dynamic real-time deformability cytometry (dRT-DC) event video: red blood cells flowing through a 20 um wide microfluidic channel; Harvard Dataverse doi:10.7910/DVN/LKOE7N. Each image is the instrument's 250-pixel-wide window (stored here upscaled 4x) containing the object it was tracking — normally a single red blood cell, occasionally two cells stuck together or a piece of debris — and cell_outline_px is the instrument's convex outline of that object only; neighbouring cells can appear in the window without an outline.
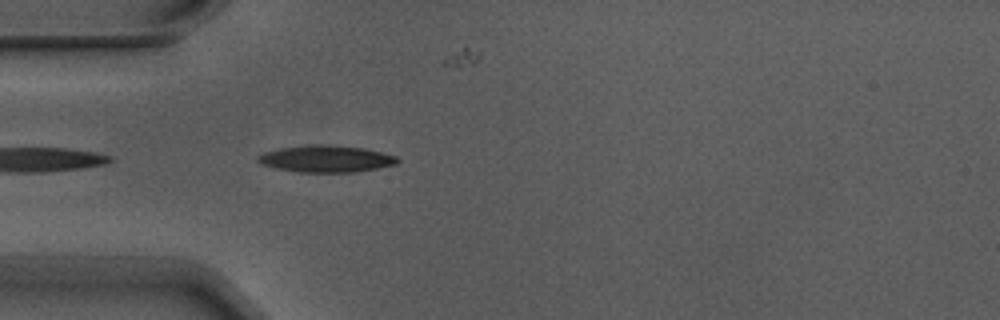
{"species": "Egyptian fruit bat (a non-hibernating species)", "species_latin": "Rousettus aegyptiacus", "temperature_condition": "warm", "stored_images_in_passage": 4, "camera_frame_rate_fps": 3000, "um_per_image_px": 0.085, "animal": {"sex": "male"}, "frame": {"image": 1, "passage_image": 4, "time_ms": 1.0, "image_size_px": [1000, 320], "cell_outline_px": [[400, 160], [396, 164], [376, 168], [352, 172], [300, 172], [276, 168], [264, 164], [256, 160], [256, 156], [264, 152], [280, 148], [312, 144], [324, 144], [364, 148], [396, 156]], "centroid_in_image_um": [27.7, 13.49], "position_along_channel_um": 57.3, "area_um2": 21.62}}